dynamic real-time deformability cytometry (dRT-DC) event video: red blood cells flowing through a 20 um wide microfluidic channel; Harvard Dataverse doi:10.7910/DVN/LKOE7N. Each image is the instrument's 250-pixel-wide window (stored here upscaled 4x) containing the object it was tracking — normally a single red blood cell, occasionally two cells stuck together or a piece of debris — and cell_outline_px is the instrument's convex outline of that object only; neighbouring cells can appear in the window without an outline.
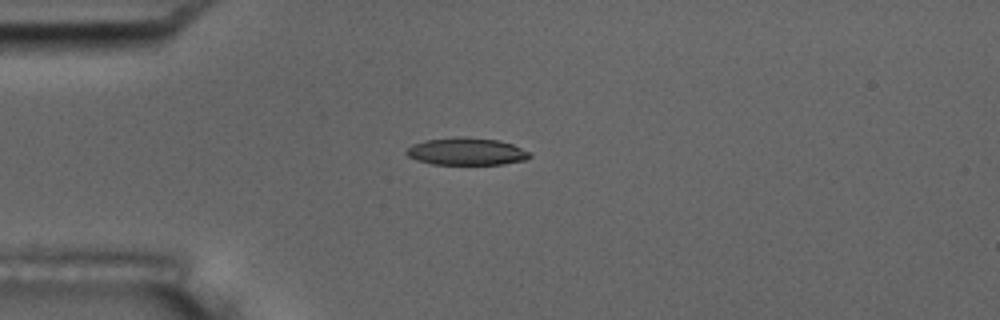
{"species": "common noctule bat (a hibernating species)", "species_latin": "Nyctalus noctula", "temperature_condition": "room temperature", "stored_images_in_passage": 3, "camera_frame_rate_fps": 3000, "um_per_image_px": 0.085, "animal": {"sex": "male", "body_mass_g": 17.5, "forearm_length_mm": 52.3}, "frame": {"image": 1, "passage_image": 1, "time_ms": 0.0, "image_size_px": [1000, 320], "cell_outline_px": [[532, 156], [524, 160], [500, 164], [432, 164], [416, 160], [408, 156], [404, 152], [412, 144], [424, 140], [460, 136], [500, 140], [512, 144], [532, 152]], "centroid_in_image_um": [39.65, 12.86], "position_along_channel_um": 45.4, "area_um2": 19.77}}